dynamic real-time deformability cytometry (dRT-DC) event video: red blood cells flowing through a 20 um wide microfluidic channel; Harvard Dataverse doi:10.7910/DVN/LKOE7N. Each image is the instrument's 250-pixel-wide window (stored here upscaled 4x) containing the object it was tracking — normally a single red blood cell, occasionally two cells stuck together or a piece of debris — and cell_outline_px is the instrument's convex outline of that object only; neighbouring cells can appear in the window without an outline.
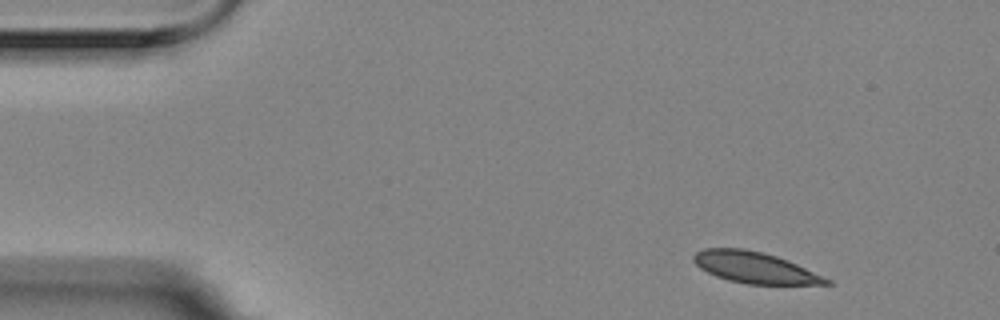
{"species": "Egyptian fruit bat (a non-hibernating species)", "species_latin": "Rousettus aegyptiacus", "temperature_condition": "room temperature", "stored_images_in_passage": 4, "camera_frame_rate_fps": 3000, "um_per_image_px": 0.085, "animal": {"sex": "female"}, "frame": {"image": 1, "passage_image": 1, "time_ms": 0.0, "image_size_px": [1000, 320], "cell_outline_px": [[832, 284], [748, 284], [728, 280], [716, 276], [700, 268], [692, 260], [692, 256], [696, 252], [704, 248], [744, 248], [764, 252], [788, 260], [824, 276], [832, 280]], "centroid_in_image_um": [64.15, 22.73], "position_along_channel_um": 20.8, "area_um2": 24.16}}
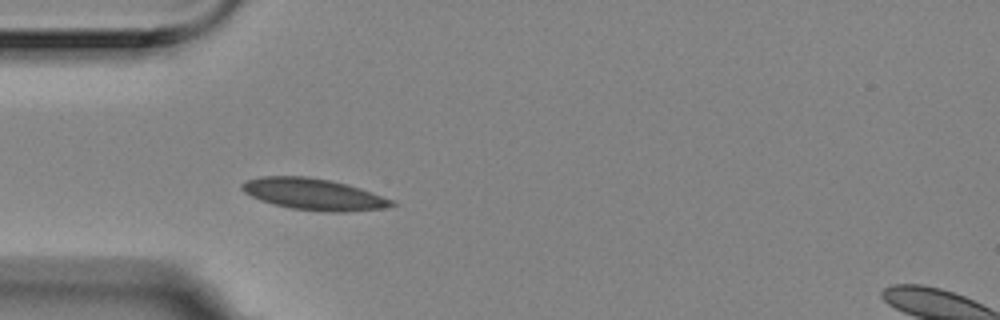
{"frame": {"image": 2, "passage_image": 4, "time_ms": 1.0, "image_size_px": [1000, 320], "cell_outline_px": [[396, 204], [384, 208], [348, 212], [328, 212], [292, 208], [272, 204], [260, 200], [244, 192], [240, 188], [240, 184], [248, 180], [260, 176], [308, 176], [328, 180], [360, 188], [392, 200]], "centroid_in_image_um": [26.62, 16.51], "position_along_channel_um": 58.4, "area_um2": 27.22}}